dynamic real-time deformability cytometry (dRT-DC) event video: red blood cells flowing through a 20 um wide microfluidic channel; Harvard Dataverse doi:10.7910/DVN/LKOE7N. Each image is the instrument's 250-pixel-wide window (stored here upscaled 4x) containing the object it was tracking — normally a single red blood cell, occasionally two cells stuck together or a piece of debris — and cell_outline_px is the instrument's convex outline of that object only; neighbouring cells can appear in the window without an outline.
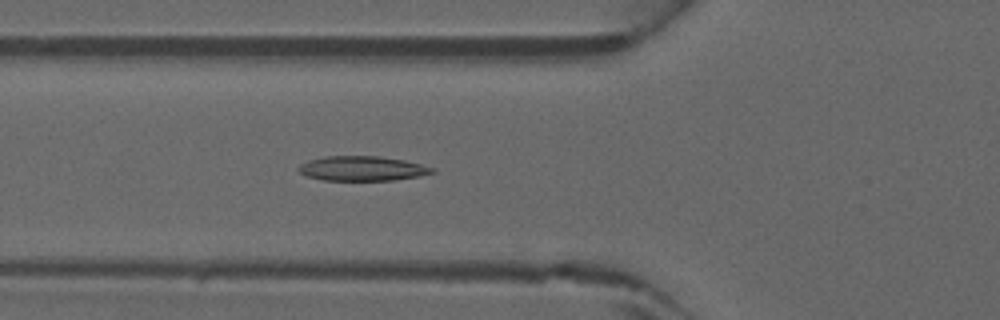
{"species": "common noctule bat (a hibernating species)", "species_latin": "Nyctalus noctula", "temperature_condition": "warm", "stored_images_in_passage": 40, "camera_frame_rate_fps": 3000, "um_per_image_px": 0.085, "animal": {"sex": "male", "forearm_length_mm": 52.5}, "frame": {"image": 1, "passage_image": 16, "time_ms": 5.0, "image_size_px": [1000, 320], "cell_outline_px": [[436, 172], [416, 176], [392, 180], [324, 180], [308, 176], [300, 172], [296, 168], [300, 164], [308, 160], [324, 156], [380, 156], [404, 160], [436, 168]], "centroid_in_image_um": [30.77, 14.31], "position_along_channel_um": 95.0, "area_um2": 19.13}}
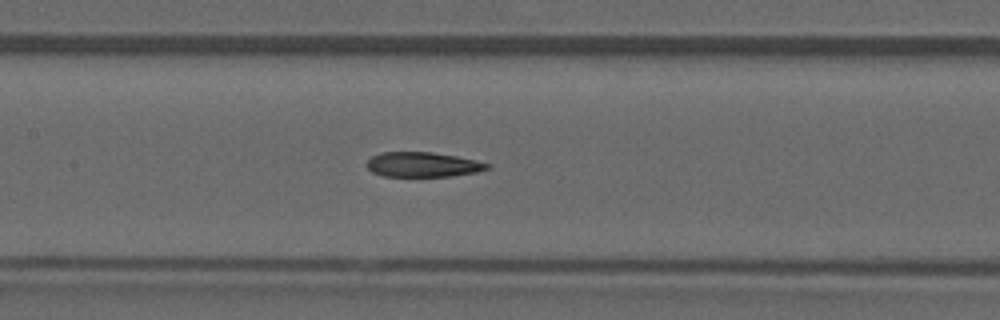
{"frame": {"image": 2, "passage_image": 21, "time_ms": 6.667, "image_size_px": [1000, 320], "cell_outline_px": [[492, 164], [488, 168], [476, 172], [448, 176], [384, 176], [372, 172], [364, 164], [372, 156], [380, 152], [432, 152], [456, 156], [476, 160]], "centroid_in_image_um": [35.91, 13.98], "position_along_channel_um": 171.5, "area_um2": 17.4}}
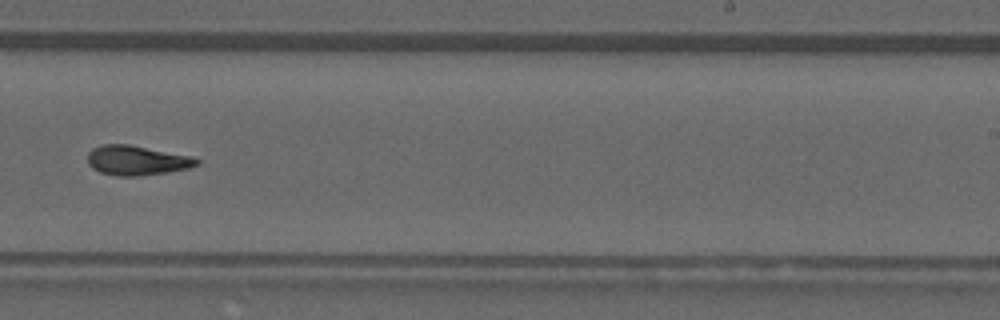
{"frame": {"image": 3, "passage_image": 28, "time_ms": 9.0, "image_size_px": [1000, 320], "cell_outline_px": [[200, 164], [188, 168], [168, 172], [140, 176], [116, 176], [100, 172], [92, 168], [88, 164], [88, 152], [92, 148], [104, 144], [128, 144], [192, 156], [200, 160]], "centroid_in_image_um": [11.62, 13.63], "position_along_channel_um": 277.4, "area_um2": 18.96}}